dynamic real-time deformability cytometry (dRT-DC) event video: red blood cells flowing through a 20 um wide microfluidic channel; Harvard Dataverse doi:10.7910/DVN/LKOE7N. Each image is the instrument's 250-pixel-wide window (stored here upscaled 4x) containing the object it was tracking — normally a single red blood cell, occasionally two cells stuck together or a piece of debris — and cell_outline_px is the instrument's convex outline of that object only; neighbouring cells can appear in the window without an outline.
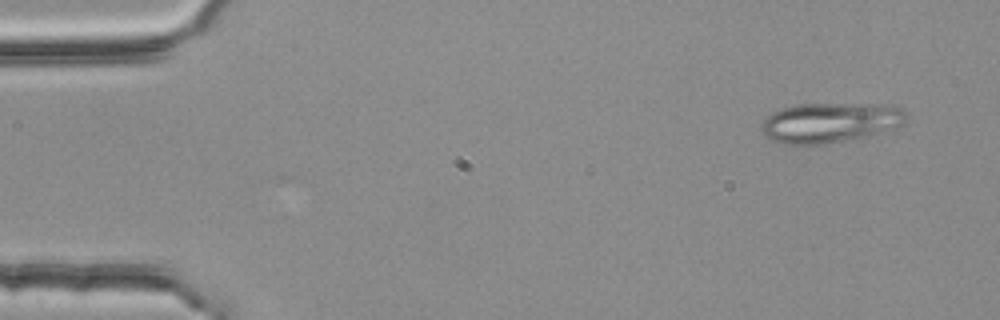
{"species": "common noctule bat (a hibernating species)", "species_latin": "Nyctalus noctula", "temperature_condition": "room temperature", "stored_images_in_passage": 4, "camera_frame_rate_fps": 3000, "um_per_image_px": 0.085, "animal": {"sex": "female", "body_mass_g": 25.1}, "frame": {"image": 1, "passage_image": 1, "time_ms": 0.0, "image_size_px": [1000, 320], "cell_outline_px": [[908, 112], [904, 124], [876, 132], [844, 140], [824, 144], [784, 144], [772, 140], [764, 136], [760, 128], [760, 124], [772, 112], [784, 108], [800, 104], [892, 104]], "centroid_in_image_um": [70.52, 10.4], "position_along_channel_um": 14.5, "area_um2": 33.35}}